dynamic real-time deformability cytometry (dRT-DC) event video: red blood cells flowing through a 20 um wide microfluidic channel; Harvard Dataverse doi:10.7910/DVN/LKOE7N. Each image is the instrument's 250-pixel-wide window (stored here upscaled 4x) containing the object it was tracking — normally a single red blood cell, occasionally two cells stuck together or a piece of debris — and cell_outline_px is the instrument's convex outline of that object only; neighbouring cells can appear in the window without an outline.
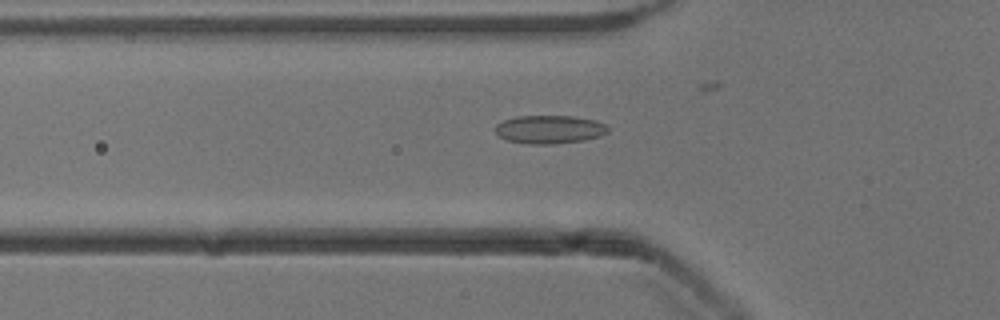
{"species": "common noctule bat (a hibernating species)", "species_latin": "Nyctalus noctula", "temperature_condition": "cold", "stored_images_in_passage": 29, "camera_frame_rate_fps": 3000, "um_per_image_px": 0.085, "animal": {"sex": "male", "body_mass_g": 13.3}, "frame": {"image": 1, "passage_image": 5, "time_ms": 1.333, "image_size_px": [1000, 320], "cell_outline_px": [[608, 132], [600, 136], [584, 140], [552, 144], [528, 144], [508, 140], [500, 136], [496, 132], [496, 124], [504, 120], [516, 116], [576, 116], [596, 120], [604, 124], [608, 128]], "centroid_in_image_um": [46.72, 10.99], "position_along_channel_um": 79.1, "area_um2": 18.55}}
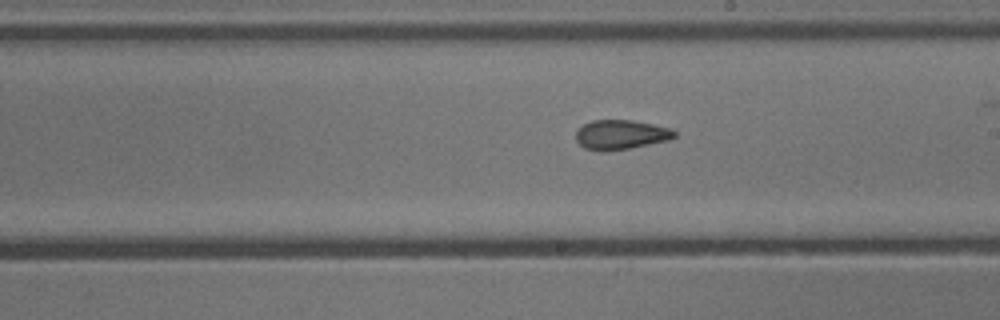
{"frame": {"image": 2, "passage_image": 17, "time_ms": 5.333, "image_size_px": [1000, 320], "cell_outline_px": [[676, 136], [668, 140], [632, 148], [604, 152], [600, 152], [584, 148], [576, 140], [576, 128], [592, 120], [632, 120], [672, 128], [676, 132]], "centroid_in_image_um": [52.75, 11.45], "position_along_channel_um": 236.2, "area_um2": 17.22}}
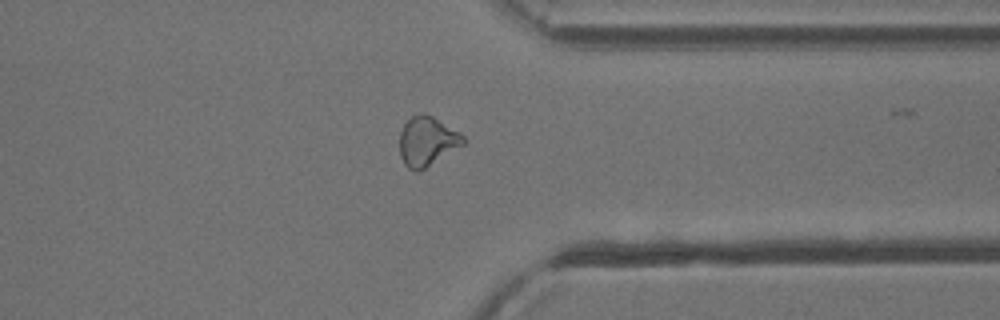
{"frame": {"image": 3, "passage_image": 28, "time_ms": 9.0, "image_size_px": [1000, 320], "cell_outline_px": [[464, 144], [424, 168], [416, 172], [408, 168], [404, 164], [400, 156], [400, 132], [404, 124], [412, 116], [420, 112], [424, 112], [432, 116], [460, 132], [464, 136]], "centroid_in_image_um": [36.29, 11.99], "position_along_channel_um": 375.1, "area_um2": 18.15}}